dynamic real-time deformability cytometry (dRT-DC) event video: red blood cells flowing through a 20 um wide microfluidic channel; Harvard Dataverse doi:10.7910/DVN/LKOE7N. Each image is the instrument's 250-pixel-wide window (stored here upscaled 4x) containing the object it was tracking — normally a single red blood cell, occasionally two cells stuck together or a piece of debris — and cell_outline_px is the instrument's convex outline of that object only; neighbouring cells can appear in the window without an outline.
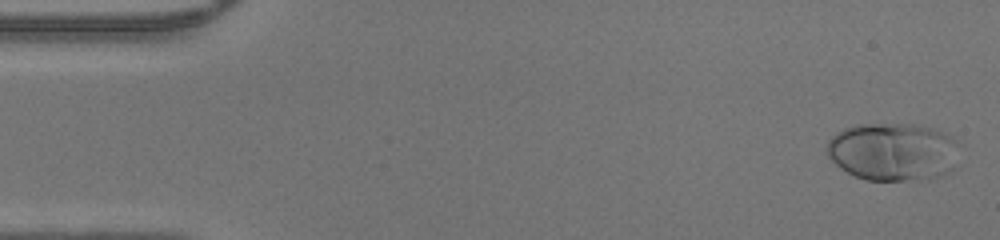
{"species": "human", "species_latin": "Homo sapiens", "temperature_condition": "warm", "stored_images_in_passage": 47, "camera_frame_rate_fps": 3000, "um_per_image_px": 0.085, "donor": {"sex": "male"}, "frame": {"image": 1, "passage_image": 2, "time_ms": 0.333, "image_size_px": [1000, 240], "cell_outline_px": [[952, 172], [928, 180], [868, 180], [856, 176], [840, 168], [828, 156], [828, 140], [836, 132], [844, 128], [856, 124], [912, 124], [932, 128], [944, 132], [952, 136]], "centroid_in_image_um": [75.83, 12.9], "position_along_channel_um": 9.2, "area_um2": 44.22}}
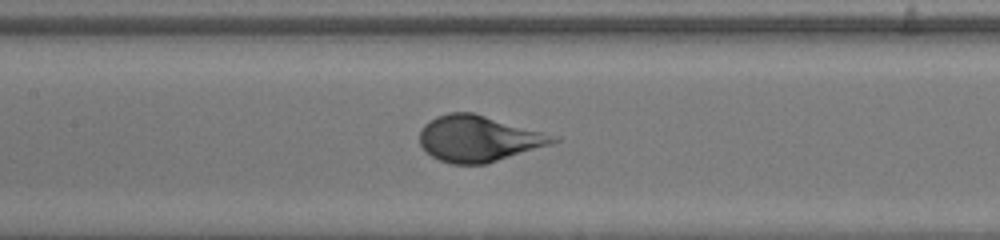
{"frame": {"image": 2, "passage_image": 22, "time_ms": 7.0, "image_size_px": [1000, 240], "cell_outline_px": [[560, 140], [552, 144], [488, 164], [452, 164], [440, 160], [432, 156], [420, 144], [420, 132], [424, 124], [436, 116], [448, 112], [476, 112], [540, 132], [552, 136]], "centroid_in_image_um": [40.64, 11.78], "position_along_channel_um": 166.8, "area_um2": 35.6}}
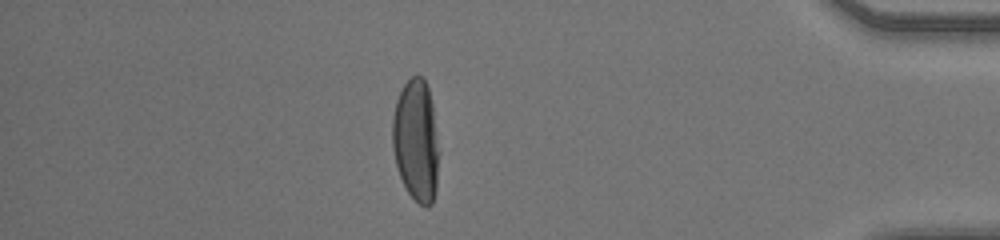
{"frame": {"image": 3, "passage_image": 41, "time_ms": 13.333, "image_size_px": [1000, 240], "cell_outline_px": [[440, 152], [436, 188], [432, 204], [428, 208], [420, 204], [408, 192], [400, 176], [396, 164], [392, 148], [392, 116], [396, 100], [404, 84], [412, 76], [420, 76], [424, 80], [428, 88], [432, 104]], "centroid_in_image_um": [35.37, 11.96], "position_along_channel_um": 399.8, "area_um2": 33.35}}